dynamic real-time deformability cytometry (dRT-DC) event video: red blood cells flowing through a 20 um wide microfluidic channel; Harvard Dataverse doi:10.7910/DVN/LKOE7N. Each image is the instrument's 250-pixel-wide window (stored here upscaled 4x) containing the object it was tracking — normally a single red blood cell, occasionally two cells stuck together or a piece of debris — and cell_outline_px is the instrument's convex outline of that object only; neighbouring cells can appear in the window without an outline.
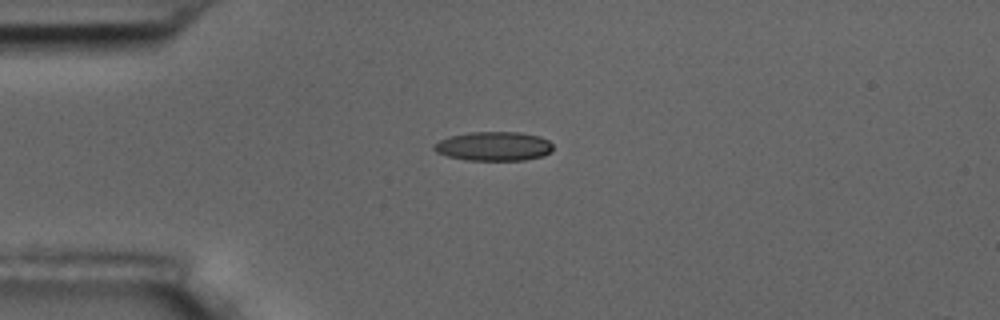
{"species": "common noctule bat (a hibernating species)", "species_latin": "Nyctalus noctula", "temperature_condition": "room temperature", "stored_images_in_passage": 5, "camera_frame_rate_fps": 3000, "um_per_image_px": 0.085, "animal": {"sex": "male", "body_mass_g": 17.5, "forearm_length_mm": 52.3}, "frame": {"image": 1, "passage_image": 5, "time_ms": 4.667, "image_size_px": [1000, 320], "cell_outline_px": [[552, 152], [544, 156], [524, 160], [464, 160], [448, 156], [436, 152], [432, 148], [432, 144], [448, 136], [468, 132], [520, 132], [540, 136], [548, 140], [552, 144]], "centroid_in_image_um": [41.96, 12.43], "position_along_channel_um": 43.0, "area_um2": 20.46}}